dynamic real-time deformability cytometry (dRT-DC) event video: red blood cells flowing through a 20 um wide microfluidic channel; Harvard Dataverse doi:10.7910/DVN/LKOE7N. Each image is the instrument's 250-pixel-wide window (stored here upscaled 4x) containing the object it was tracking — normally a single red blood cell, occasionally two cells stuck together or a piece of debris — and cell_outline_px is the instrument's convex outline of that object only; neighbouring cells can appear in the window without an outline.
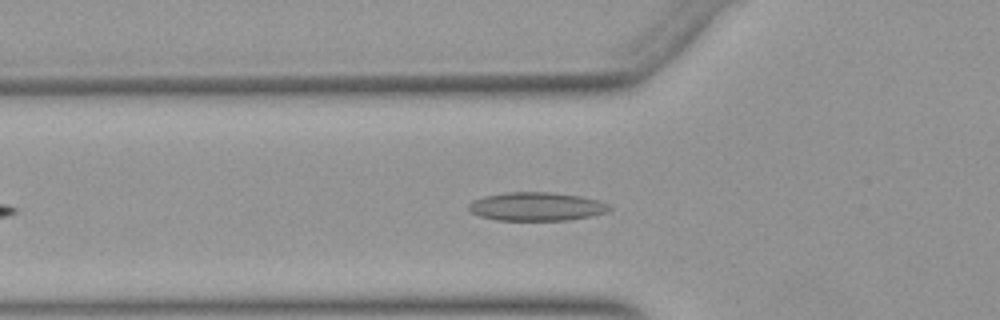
{"species": "Egyptian fruit bat (a non-hibernating species)", "species_latin": "Rousettus aegyptiacus", "temperature_condition": "warm", "stored_images_in_passage": 42, "camera_frame_rate_fps": 3000, "um_per_image_px": 0.085, "animal": {"sex": "female"}, "frame": {"image": 1, "passage_image": 8, "time_ms": 2.333, "image_size_px": [1000, 320], "cell_outline_px": [[612, 208], [608, 212], [592, 216], [568, 220], [496, 220], [480, 216], [472, 212], [468, 208], [468, 204], [472, 200], [484, 196], [504, 192], [552, 192], [580, 196], [600, 200], [608, 204]], "centroid_in_image_um": [45.62, 17.55], "position_along_channel_um": 80.2, "area_um2": 23.58}}
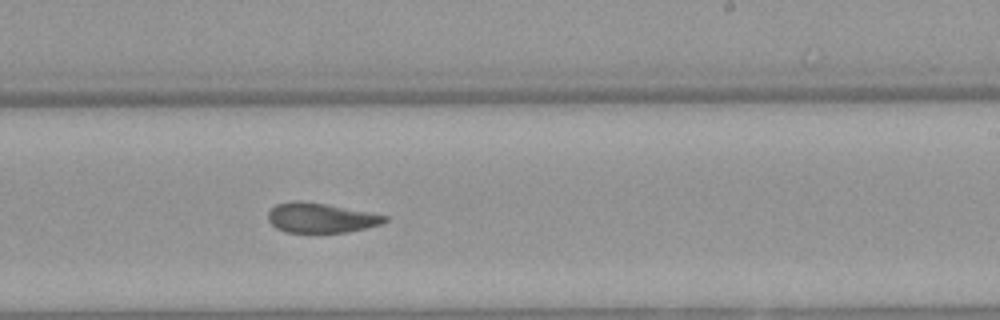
{"frame": {"image": 2, "passage_image": 22, "time_ms": 7.0, "image_size_px": [1000, 320], "cell_outline_px": [[388, 220], [380, 224], [364, 228], [344, 232], [288, 232], [276, 228], [268, 220], [268, 212], [276, 204], [288, 200], [300, 200], [324, 204], [368, 212], [388, 216]], "centroid_in_image_um": [27.22, 18.5], "position_along_channel_um": 261.8, "area_um2": 20.0}}
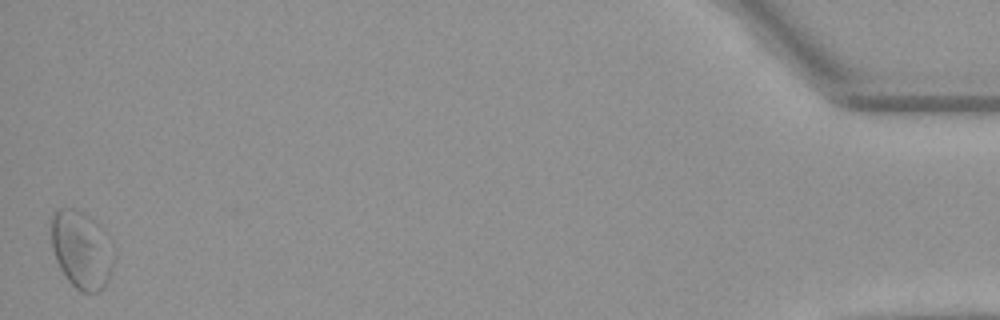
{"frame": {"image": 3, "passage_image": 42, "time_ms": 13.667, "image_size_px": [1000, 320], "cell_outline_px": [[116, 256], [108, 280], [104, 288], [96, 292], [80, 292], [68, 280], [60, 268], [56, 260], [52, 248], [48, 220], [52, 212], [60, 208], [72, 208], [88, 216], [104, 228], [108, 232], [116, 248]], "centroid_in_image_um": [6.95, 21.19], "position_along_channel_um": 428.3, "area_um2": 29.48}, "authors_computed_cell_mechanics": {"area_um2": 21.1837, "velocity_mm_per_s": 3.8909, "shape_relaxation_time_tau1_ms": 8.7624, "shape_relaxation_time_tau2_ms": 2.5948, "deformation_change_tau1": 0.1983, "deformation_change_tau2": 0.0894}}